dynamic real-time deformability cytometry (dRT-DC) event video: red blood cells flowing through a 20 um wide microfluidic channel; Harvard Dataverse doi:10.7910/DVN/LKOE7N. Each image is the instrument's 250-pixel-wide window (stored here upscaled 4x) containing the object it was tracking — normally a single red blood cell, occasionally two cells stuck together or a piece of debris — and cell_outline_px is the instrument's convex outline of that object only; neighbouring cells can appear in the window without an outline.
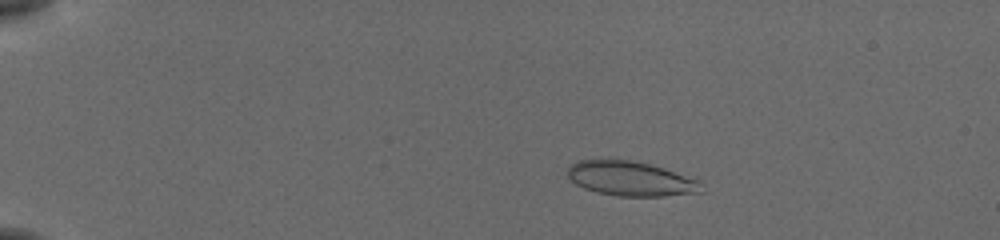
{"species": "common noctule bat (a hibernating species)", "species_latin": "Nyctalus noctula", "temperature_condition": "cold", "stored_images_in_passage": 53, "camera_frame_rate_fps": 3000, "um_per_image_px": 0.085, "animal": {"sex": "female", "body_mass_g": 19.5, "forearm_length_mm": 54.1}, "frame": {"image": 1, "passage_image": 9, "time_ms": 2.667, "image_size_px": [1000, 240], "cell_outline_px": [[704, 192], [664, 196], [616, 196], [596, 192], [584, 188], [576, 184], [568, 176], [568, 168], [576, 160], [632, 160], [664, 168], [700, 180]], "centroid_in_image_um": [53.64, 15.2], "position_along_channel_um": 31.4, "area_um2": 26.93}}
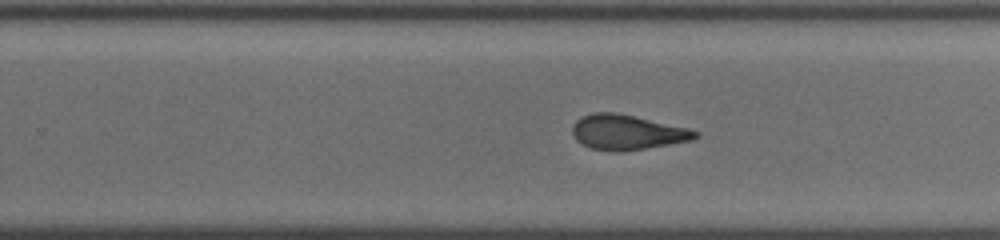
{"frame": {"image": 2, "passage_image": 35, "time_ms": 11.333, "image_size_px": [1000, 240], "cell_outline_px": [[700, 136], [692, 140], [624, 152], [612, 152], [592, 148], [580, 144], [576, 140], [572, 132], [572, 124], [580, 116], [592, 112], [612, 112], [632, 116], [688, 128], [700, 132]], "centroid_in_image_um": [53.27, 11.25], "position_along_channel_um": 276.5, "area_um2": 25.14}}
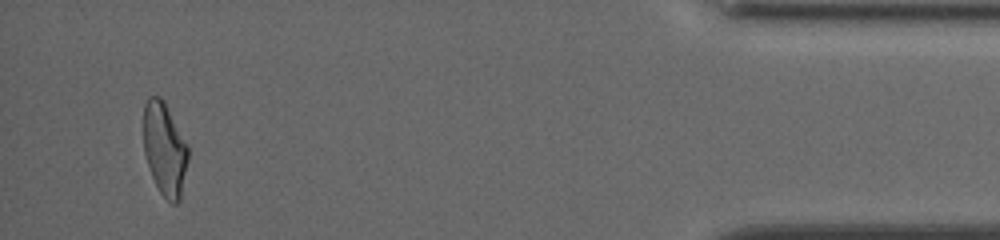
{"frame": {"image": 3, "passage_image": 51, "time_ms": 16.667, "image_size_px": [1000, 240], "cell_outline_px": [[188, 160], [180, 200], [176, 204], [172, 204], [160, 192], [152, 176], [144, 152], [144, 104], [148, 96], [160, 96], [164, 100], [188, 148]], "centroid_in_image_um": [13.99, 12.66], "position_along_channel_um": 421.2, "area_um2": 23.87}, "authors_computed_cell_mechanics": {"area_um2": 25.6054, "velocity_mm_per_s": 3.8252, "shape_relaxation_time_tau1_ms": 10.8161, "shape_relaxation_time_tau2_ms": 1.5007, "deformation_change_tau1": 0.282, "deformation_change_tau2": 0.0856}}